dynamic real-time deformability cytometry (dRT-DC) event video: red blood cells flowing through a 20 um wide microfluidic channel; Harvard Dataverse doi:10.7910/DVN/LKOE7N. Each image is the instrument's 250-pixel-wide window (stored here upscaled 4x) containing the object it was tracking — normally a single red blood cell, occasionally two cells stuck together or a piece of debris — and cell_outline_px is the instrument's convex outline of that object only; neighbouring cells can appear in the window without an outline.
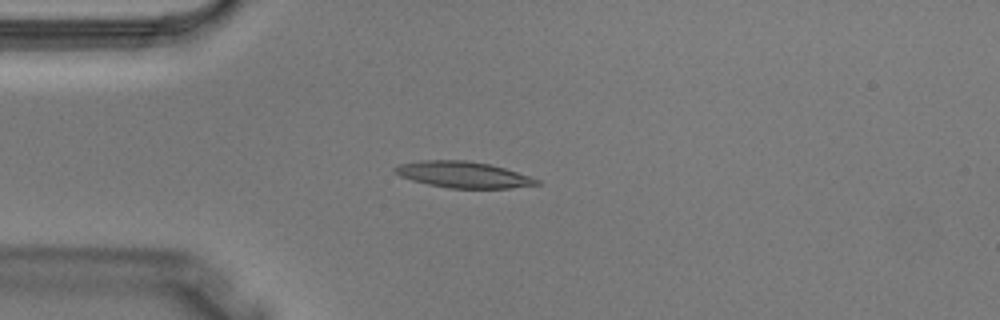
{"species": "Egyptian fruit bat (a non-hibernating species)", "species_latin": "Rousettus aegyptiacus", "temperature_condition": "warm", "stored_images_in_passage": 3, "camera_frame_rate_fps": 3000, "um_per_image_px": 0.085, "animal": {"sex": "male"}, "frame": {"image": 1, "passage_image": 3, "time_ms": 0.667, "image_size_px": [1000, 320], "cell_outline_px": [[540, 184], [508, 188], [448, 188], [428, 184], [412, 180], [400, 176], [392, 168], [400, 164], [420, 160], [468, 160], [488, 164], [504, 168], [540, 180]], "centroid_in_image_um": [39.34, 14.84], "position_along_channel_um": 45.7, "area_um2": 21.44}}